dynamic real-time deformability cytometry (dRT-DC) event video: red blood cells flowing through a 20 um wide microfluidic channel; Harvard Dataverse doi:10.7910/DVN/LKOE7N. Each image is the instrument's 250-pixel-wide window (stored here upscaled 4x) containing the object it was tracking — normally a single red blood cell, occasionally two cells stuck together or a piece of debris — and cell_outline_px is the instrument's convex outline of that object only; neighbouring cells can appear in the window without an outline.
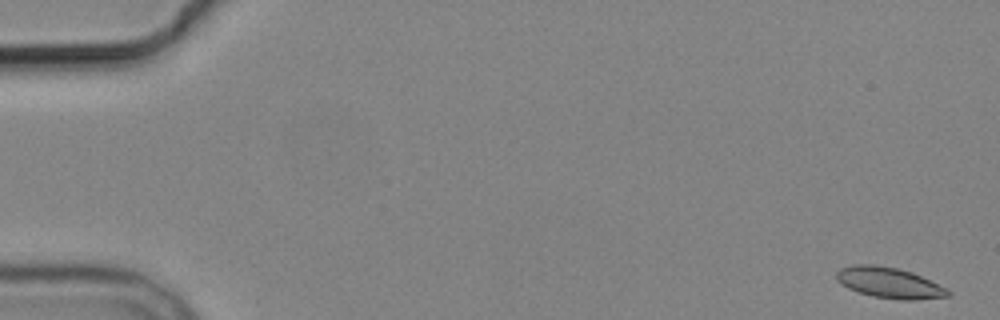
{"species": "common noctule bat (a hibernating species)", "species_latin": "Nyctalus noctula", "temperature_condition": "cold", "stored_images_in_passage": 3, "camera_frame_rate_fps": 3000, "um_per_image_px": 0.085, "animal": {"sex": "male", "body_mass_g": 19.2, "forearm_length_mm": 51.8}, "frame": {"image": 1, "passage_image": 1, "time_ms": 0.0, "image_size_px": [1000, 320], "cell_outline_px": [[952, 292], [948, 296], [916, 300], [900, 300], [872, 296], [848, 288], [840, 284], [836, 280], [836, 272], [840, 268], [852, 264], [876, 264], [896, 268], [912, 272], [948, 288]], "centroid_in_image_um": [75.58, 24.03], "position_along_channel_um": 9.4, "area_um2": 20.17}}